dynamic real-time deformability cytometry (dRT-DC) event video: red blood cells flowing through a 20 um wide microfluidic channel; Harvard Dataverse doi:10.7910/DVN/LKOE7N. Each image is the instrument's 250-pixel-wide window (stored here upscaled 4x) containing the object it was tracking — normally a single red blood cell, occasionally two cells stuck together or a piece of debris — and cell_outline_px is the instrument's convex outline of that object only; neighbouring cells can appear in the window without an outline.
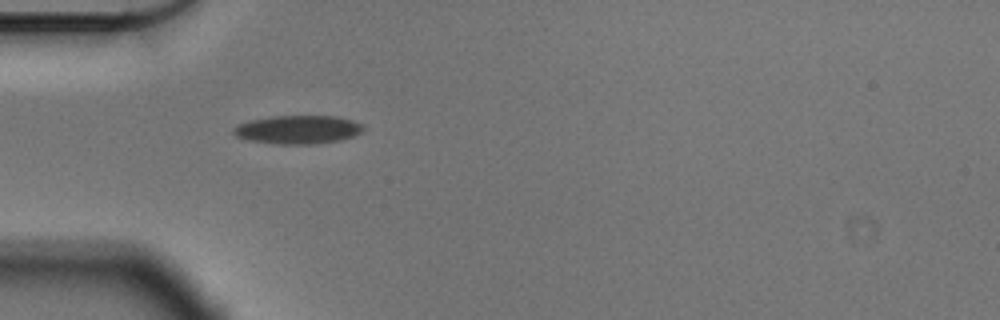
{"species": "Egyptian fruit bat (a non-hibernating species)", "species_latin": "Rousettus aegyptiacus", "temperature_condition": "cold", "stored_images_in_passage": 37, "camera_frame_rate_fps": 3000, "um_per_image_px": 0.085, "animal": {"sex": "male"}, "frame": {"image": 1, "passage_image": 1, "time_ms": 0.0, "image_size_px": [1000, 320], "cell_outline_px": [[364, 128], [360, 132], [352, 136], [336, 140], [308, 144], [280, 144], [252, 140], [236, 136], [232, 132], [232, 128], [236, 124], [248, 120], [272, 116], [336, 116], [352, 120], [364, 124]], "centroid_in_image_um": [25.28, 10.99], "position_along_channel_um": 59.7, "area_um2": 21.33}}
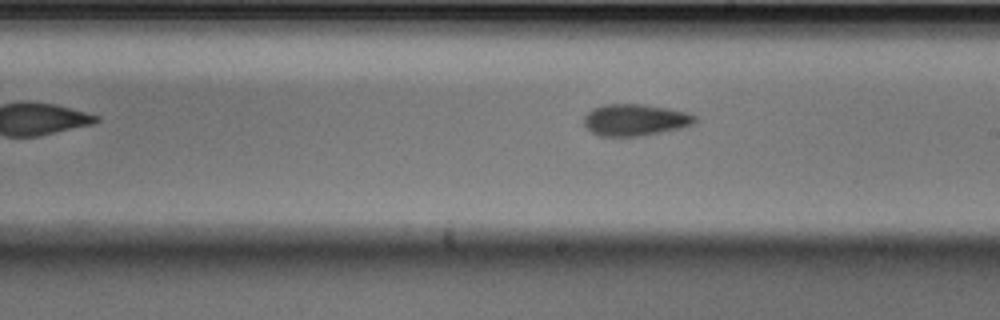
{"frame": {"image": 2, "passage_image": 16, "time_ms": 5.0, "image_size_px": [1000, 320], "cell_outline_px": [[700, 120], [696, 124], [680, 128], [644, 136], [600, 136], [592, 132], [584, 124], [584, 116], [592, 108], [600, 104], [644, 104], [668, 108], [688, 112], [696, 116]], "centroid_in_image_um": [54.03, 10.18], "position_along_channel_um": 235.0, "area_um2": 20.87}}
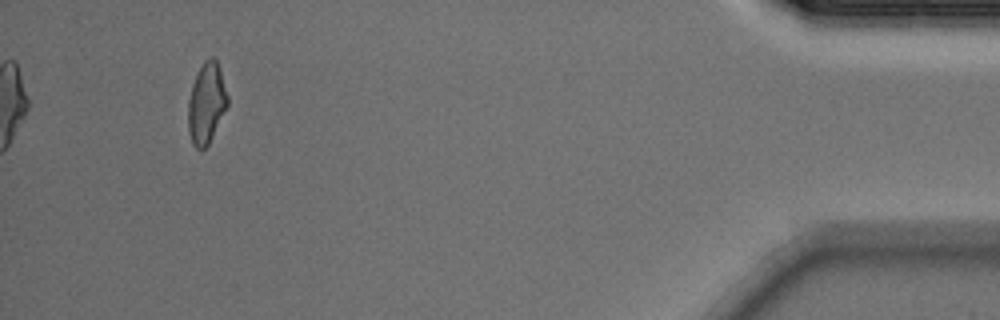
{"frame": {"image": 3, "passage_image": 37, "time_ms": 12.0, "image_size_px": [1000, 320], "cell_outline_px": [[228, 104], [208, 144], [204, 148], [196, 148], [192, 144], [188, 132], [188, 100], [192, 84], [204, 60], [208, 56], [212, 56], [216, 60], [220, 68], [228, 96]], "centroid_in_image_um": [17.54, 8.75], "position_along_channel_um": 417.7, "area_um2": 18.44}, "authors_computed_cell_mechanics": {"area_um2": 20.4034, "velocity_mm_per_s": 3.5595, "shape_relaxation_time_tau1_ms": 4.3456, "shape_relaxation_time_tau2_ms": 8.3063, "deformation_change_tau1": 0.1108, "deformation_change_tau2": 0.1702}}